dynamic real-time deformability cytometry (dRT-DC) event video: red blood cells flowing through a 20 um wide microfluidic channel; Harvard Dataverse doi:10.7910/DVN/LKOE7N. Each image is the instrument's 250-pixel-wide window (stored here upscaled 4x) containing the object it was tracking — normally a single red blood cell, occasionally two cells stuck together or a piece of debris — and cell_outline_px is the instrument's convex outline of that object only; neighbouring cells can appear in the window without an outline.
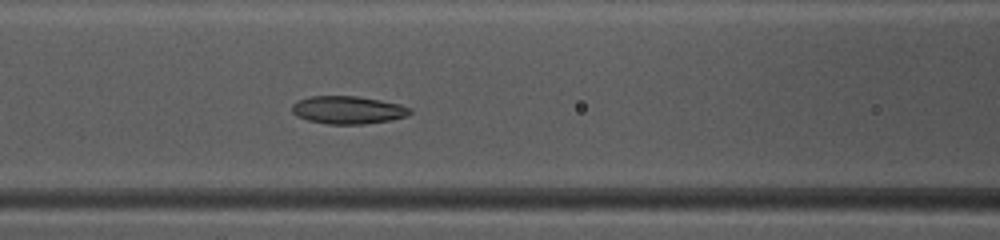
{"species": "common noctule bat (a hibernating species)", "species_latin": "Nyctalus noctula", "temperature_condition": "warm", "stored_images_in_passage": 30, "camera_frame_rate_fps": 3000, "um_per_image_px": 0.085, "animal": {"sex": "female", "body_mass_g": 10.0, "forearm_length_mm": 53.1}, "frame": {"image": 1, "passage_image": 9, "time_ms": 2.667, "image_size_px": [1000, 240], "cell_outline_px": [[412, 112], [408, 116], [392, 120], [364, 124], [328, 124], [308, 120], [296, 116], [292, 112], [292, 104], [296, 100], [312, 96], [356, 96], [380, 100], [400, 104], [412, 108]], "centroid_in_image_um": [29.59, 9.35], "position_along_channel_um": 137.0, "area_um2": 19.31}}
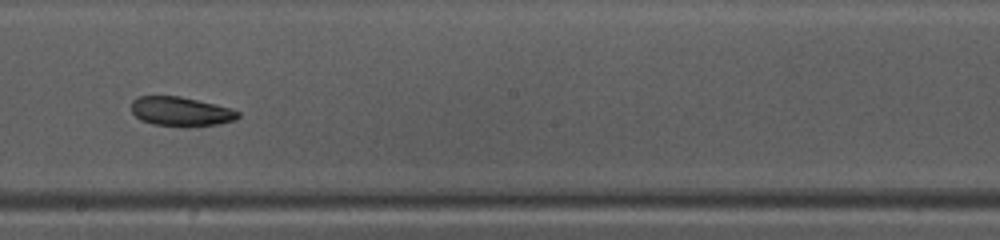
{"frame": {"image": 2, "passage_image": 16, "time_ms": 5.0, "image_size_px": [1000, 240], "cell_outline_px": [[240, 116], [236, 120], [220, 124], [152, 124], [140, 120], [132, 112], [132, 100], [136, 96], [180, 96], [228, 108], [240, 112]], "centroid_in_image_um": [15.33, 9.44], "position_along_channel_um": 232.9, "area_um2": 17.46}}
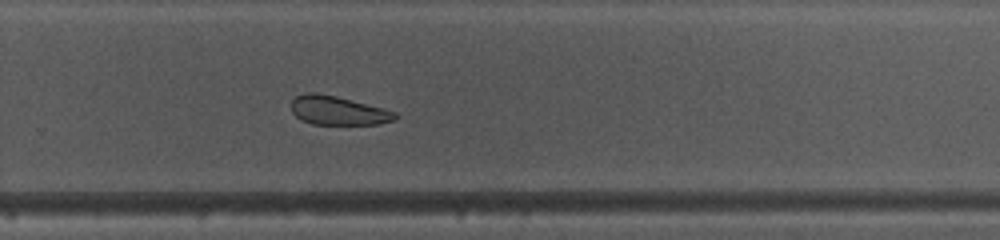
{"frame": {"image": 3, "passage_image": 21, "time_ms": 6.667, "image_size_px": [1000, 240], "cell_outline_px": [[396, 120], [380, 124], [312, 124], [300, 120], [292, 112], [292, 100], [296, 96], [308, 92], [312, 92], [336, 96], [396, 112]], "centroid_in_image_um": [28.71, 9.41], "position_along_channel_um": 301.1, "area_um2": 17.28}, "authors_computed_cell_mechanics": {"area_um2": 19.2763, "velocity_mm_per_s": 4.1166, "shape_relaxation_time_tau1_ms": null, "shape_relaxation_time_tau2_ms": 5.8258, "deformation_change_tau1": null, "deformation_change_tau2": 0.1039}}